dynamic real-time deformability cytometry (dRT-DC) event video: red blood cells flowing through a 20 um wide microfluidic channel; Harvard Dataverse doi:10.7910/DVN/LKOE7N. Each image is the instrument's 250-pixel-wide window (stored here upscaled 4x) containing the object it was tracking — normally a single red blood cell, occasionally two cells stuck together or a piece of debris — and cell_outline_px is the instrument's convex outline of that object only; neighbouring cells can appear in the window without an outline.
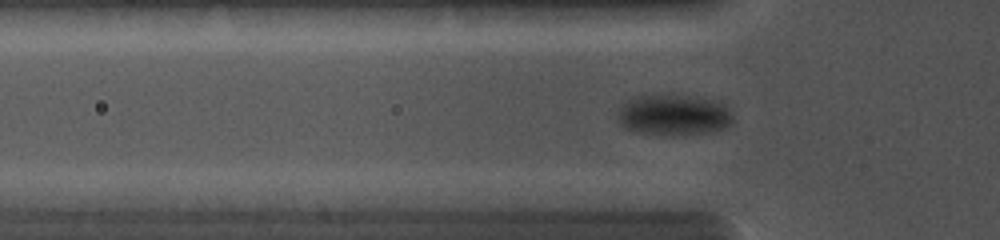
{"species": "common noctule bat (a hibernating species)", "species_latin": "Nyctalus noctula", "temperature_condition": "cold", "stored_images_in_passage": 54, "camera_frame_rate_fps": 5000, "um_per_image_px": 0.085, "animal": {"sex": "female", "body_mass_g": 19.0, "forearm_length_mm": 56.7}, "frame": {"image": 1, "passage_image": 21, "time_ms": 4.6, "image_size_px": [1000, 240], "cell_outline_px": [[732, 124], [724, 128], [712, 132], [684, 136], [640, 132], [628, 128], [620, 124], [616, 112], [620, 104], [636, 96], [684, 96], [712, 100], [720, 104], [732, 116]], "centroid_in_image_um": [57.22, 9.8], "position_along_channel_um": 68.6, "area_um2": 26.99}}
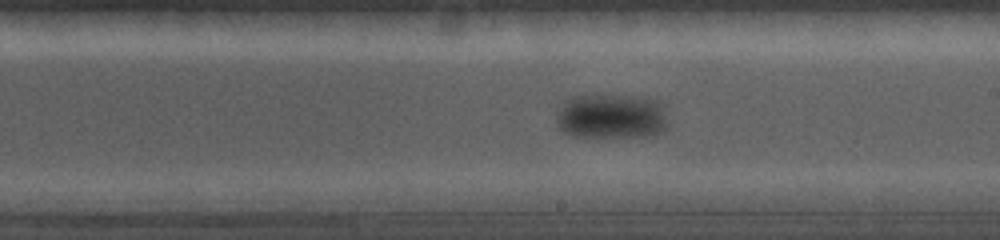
{"frame": {"image": 2, "passage_image": 34, "time_ms": 8.8, "image_size_px": [1000, 240], "cell_outline_px": [[664, 128], [660, 132], [644, 136], [572, 136], [564, 132], [560, 128], [556, 120], [556, 116], [564, 100], [572, 96], [640, 96], [656, 100], [664, 104]], "centroid_in_image_um": [51.93, 9.87], "position_along_channel_um": 237.1, "area_um2": 28.78}}
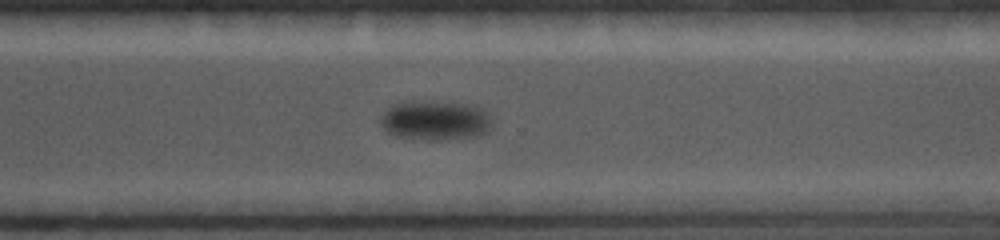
{"frame": {"image": 3, "passage_image": 47, "time_ms": 11.2, "image_size_px": [1000, 240], "cell_outline_px": [[492, 124], [484, 132], [476, 136], [436, 140], [424, 140], [400, 136], [388, 132], [380, 124], [380, 116], [388, 108], [400, 104], [472, 104], [484, 108], [488, 112], [492, 120]], "centroid_in_image_um": [37.05, 10.28], "position_along_channel_um": 333.5, "area_um2": 24.62}}